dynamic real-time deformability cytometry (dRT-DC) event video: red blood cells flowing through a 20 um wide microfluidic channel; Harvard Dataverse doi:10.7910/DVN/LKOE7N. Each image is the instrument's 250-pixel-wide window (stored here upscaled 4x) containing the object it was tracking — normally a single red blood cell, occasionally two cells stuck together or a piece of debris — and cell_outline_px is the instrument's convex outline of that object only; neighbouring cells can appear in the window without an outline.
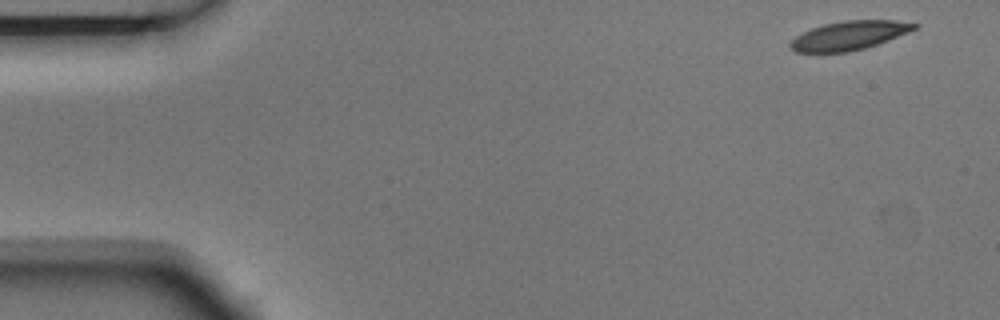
{"species": "Egyptian fruit bat (a non-hibernating species)", "species_latin": "Rousettus aegyptiacus", "temperature_condition": "room temperature", "stored_images_in_passage": 6, "camera_frame_rate_fps": 3000, "um_per_image_px": 0.085, "animal": {"sex": "male"}, "frame": {"image": 1, "passage_image": 1, "time_ms": 0.0, "image_size_px": [1000, 320], "cell_outline_px": [[920, 24], [916, 28], [908, 32], [888, 40], [864, 48], [848, 52], [796, 52], [788, 44], [796, 36], [812, 28], [824, 24], [844, 20], [896, 20]], "centroid_in_image_um": [72.19, 3.01], "position_along_channel_um": 12.8, "area_um2": 20.63}}
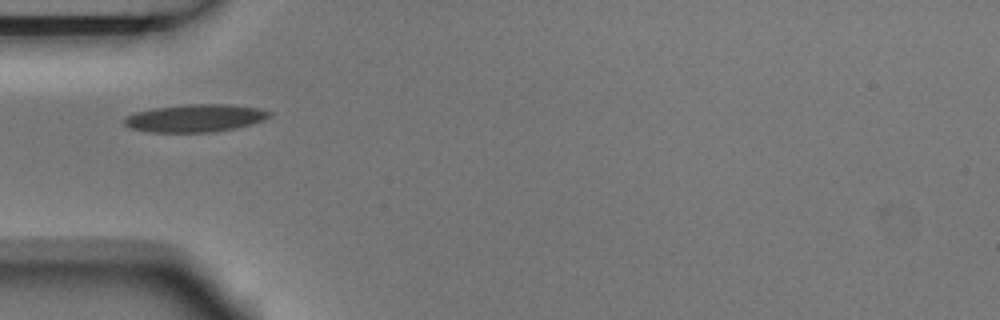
{"frame": {"image": 2, "passage_image": 5, "time_ms": 1.333, "image_size_px": [1000, 320], "cell_outline_px": [[272, 116], [264, 120], [232, 128], [212, 132], [148, 132], [132, 128], [124, 124], [124, 116], [136, 112], [152, 108], [188, 104], [228, 104], [260, 108], [272, 112]], "centroid_in_image_um": [16.58, 10.03], "position_along_channel_um": 68.4, "area_um2": 23.35}}
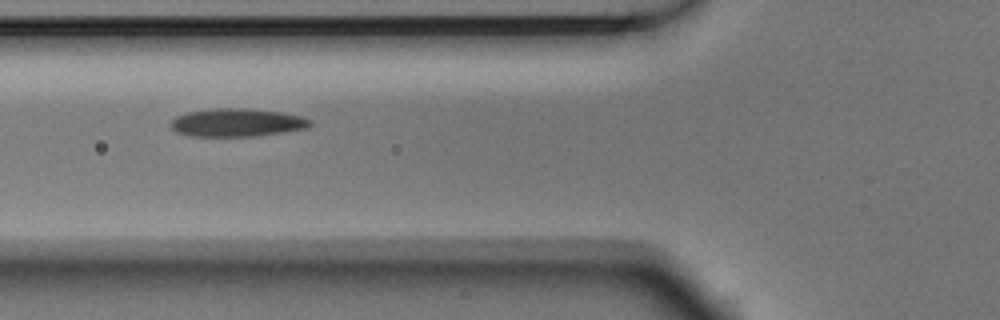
{"frame": {"image": 3, "passage_image": 6, "time_ms": 1.667, "image_size_px": [1000, 320], "cell_outline_px": [[312, 124], [308, 128], [284, 132], [256, 136], [188, 136], [176, 132], [172, 128], [172, 120], [176, 116], [188, 112], [216, 108], [244, 108], [280, 112], [300, 116], [312, 120]], "centroid_in_image_um": [20.16, 10.42], "position_along_channel_um": 105.6, "area_um2": 22.77}}